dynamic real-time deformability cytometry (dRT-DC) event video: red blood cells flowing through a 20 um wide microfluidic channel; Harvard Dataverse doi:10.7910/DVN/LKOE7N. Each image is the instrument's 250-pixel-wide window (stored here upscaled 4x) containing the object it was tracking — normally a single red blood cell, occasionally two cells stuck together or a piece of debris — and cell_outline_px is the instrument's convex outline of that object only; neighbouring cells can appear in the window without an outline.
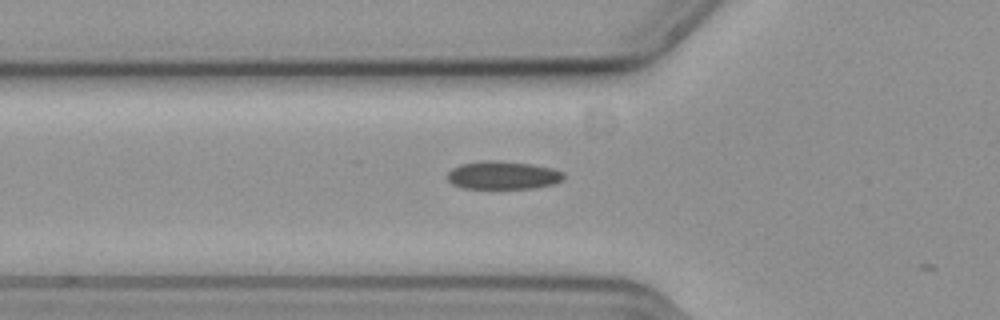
{"species": "common noctule bat (a hibernating species)", "species_latin": "Nyctalus noctula", "temperature_condition": "cold", "stored_images_in_passage": 4, "camera_frame_rate_fps": 3000, "um_per_image_px": 0.085, "animal": {"sex": "female", "body_mass_g": 19.3, "forearm_length_mm": 54.1}, "frame": {"image": 1, "passage_image": 2, "time_ms": 0.333, "image_size_px": [1000, 320], "cell_outline_px": [[564, 180], [552, 184], [536, 188], [460, 188], [452, 184], [448, 180], [448, 172], [452, 168], [460, 164], [480, 160], [492, 160], [532, 164], [552, 168], [564, 172]], "centroid_in_image_um": [42.74, 14.89], "position_along_channel_um": 83.1, "area_um2": 19.19}}